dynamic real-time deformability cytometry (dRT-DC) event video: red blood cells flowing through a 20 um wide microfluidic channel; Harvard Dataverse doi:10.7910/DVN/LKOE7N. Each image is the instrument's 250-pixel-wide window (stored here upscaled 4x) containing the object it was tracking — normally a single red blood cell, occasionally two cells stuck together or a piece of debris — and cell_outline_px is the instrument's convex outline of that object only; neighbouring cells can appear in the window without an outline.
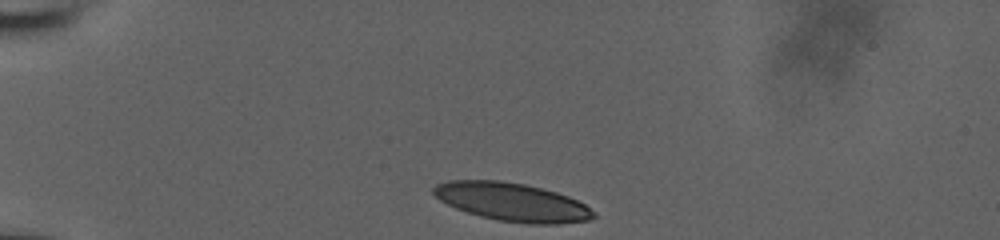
{"species": "human", "species_latin": "Homo sapiens", "temperature_condition": "room temperature", "stored_images_in_passage": 16, "camera_frame_rate_fps": 3000, "um_per_image_px": 0.085, "donor": {"sex": "male"}, "frame": {"image": 1, "passage_image": 1, "time_ms": 0.0, "image_size_px": [1000, 240], "cell_outline_px": [[596, 216], [588, 220], [556, 224], [528, 224], [496, 220], [480, 216], [456, 208], [440, 200], [432, 192], [432, 188], [436, 184], [448, 180], [500, 180], [524, 184], [556, 192], [568, 196], [584, 204], [596, 212]], "centroid_in_image_um": [43.52, 17.17], "position_along_channel_um": 41.5, "area_um2": 35.66}}
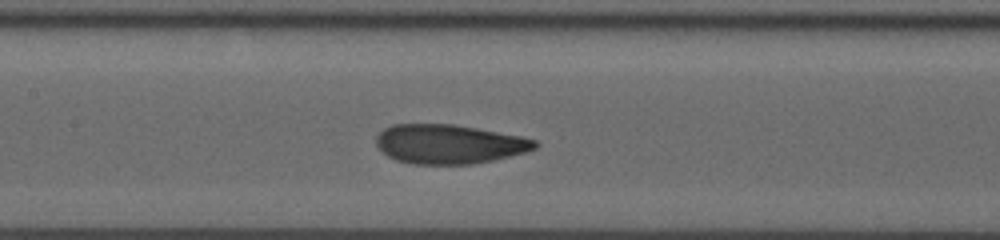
{"frame": {"image": 2, "passage_image": 14, "time_ms": 4.333, "image_size_px": [1000, 240], "cell_outline_px": [[540, 144], [536, 148], [528, 152], [492, 160], [472, 164], [412, 164], [396, 160], [388, 156], [376, 144], [376, 136], [384, 128], [392, 124], [452, 124], [476, 128], [520, 136], [536, 140]], "centroid_in_image_um": [38.18, 12.25], "position_along_channel_um": 169.2, "area_um2": 36.3}}
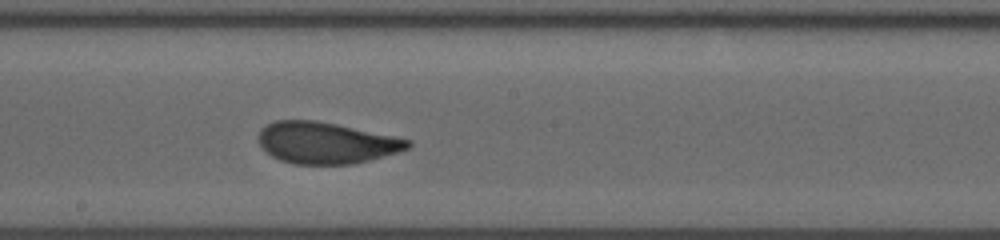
{"frame": {"image": 3, "passage_image": 16, "time_ms": 5.0, "image_size_px": [1000, 240], "cell_outline_px": [[412, 144], [408, 148], [396, 152], [368, 160], [352, 164], [292, 164], [280, 160], [272, 156], [260, 148], [256, 140], [256, 136], [260, 128], [276, 120], [316, 120], [336, 124], [412, 140]], "centroid_in_image_um": [27.62, 12.14], "position_along_channel_um": 220.6, "area_um2": 36.18}}